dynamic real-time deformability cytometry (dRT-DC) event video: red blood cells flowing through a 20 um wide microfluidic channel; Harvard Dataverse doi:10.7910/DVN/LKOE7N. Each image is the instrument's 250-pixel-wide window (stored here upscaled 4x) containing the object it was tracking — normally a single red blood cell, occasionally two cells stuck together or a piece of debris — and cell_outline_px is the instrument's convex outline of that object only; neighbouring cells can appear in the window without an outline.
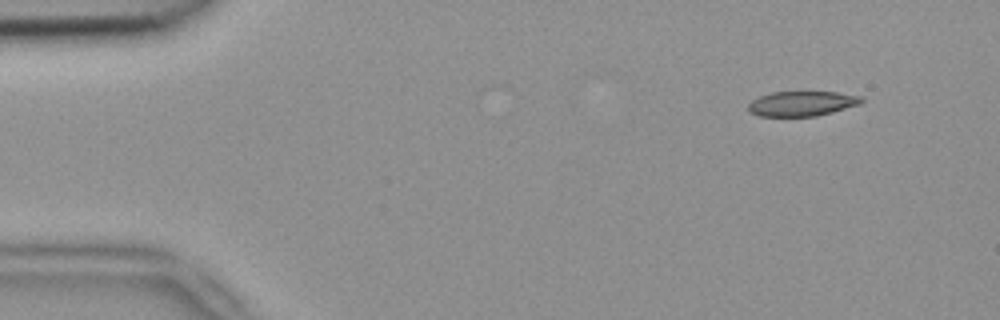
{"species": "common noctule bat (a hibernating species)", "species_latin": "Nyctalus noctula", "temperature_condition": "room temperature", "stored_images_in_passage": 4, "camera_frame_rate_fps": 3000, "um_per_image_px": 0.085, "animal": {"sex": "female", "body_mass_g": 18.4}, "frame": {"image": 1, "passage_image": 1, "time_ms": 0.0, "image_size_px": [1000, 320], "cell_outline_px": [[864, 100], [860, 104], [832, 112], [816, 116], [760, 116], [748, 112], [748, 104], [752, 100], [760, 96], [772, 92], [836, 92], [860, 96]], "centroid_in_image_um": [68.14, 8.81], "position_along_channel_um": 16.9, "area_um2": 16.36}}